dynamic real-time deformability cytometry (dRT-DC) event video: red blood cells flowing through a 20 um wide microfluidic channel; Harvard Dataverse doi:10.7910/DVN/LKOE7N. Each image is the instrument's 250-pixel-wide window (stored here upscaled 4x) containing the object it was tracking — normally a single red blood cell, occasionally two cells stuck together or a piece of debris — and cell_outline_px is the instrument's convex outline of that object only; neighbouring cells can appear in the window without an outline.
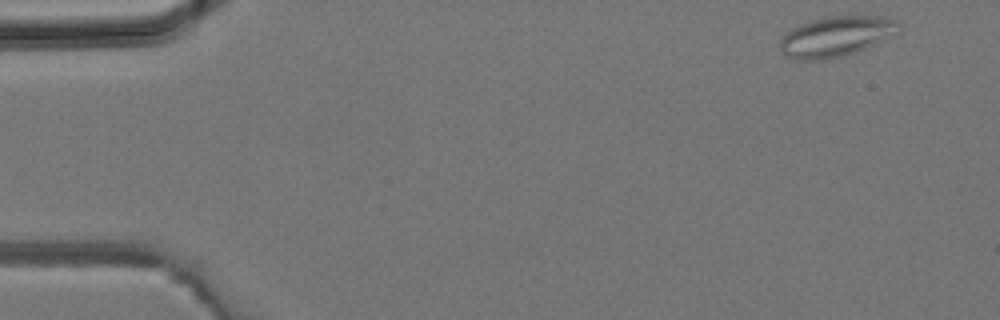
{"species": "common noctule bat (a hibernating species)", "species_latin": "Nyctalus noctula", "temperature_condition": "room temperature", "stored_images_in_passage": 41, "camera_frame_rate_fps": 3000, "um_per_image_px": 0.085, "animal": {"sex": "male", "body_mass_g": 19.2, "forearm_length_mm": 51.8}, "frame": {"image": 1, "passage_image": 1, "time_ms": 0.0, "image_size_px": [1000, 320], "cell_outline_px": [[900, 32], [856, 52], [824, 60], [800, 60], [784, 56], [780, 48], [780, 40], [792, 28], [800, 24], [812, 20], [832, 16], [884, 16], [896, 20], [900, 24]], "centroid_in_image_um": [71.08, 3.1], "position_along_channel_um": 13.9, "area_um2": 27.74}}
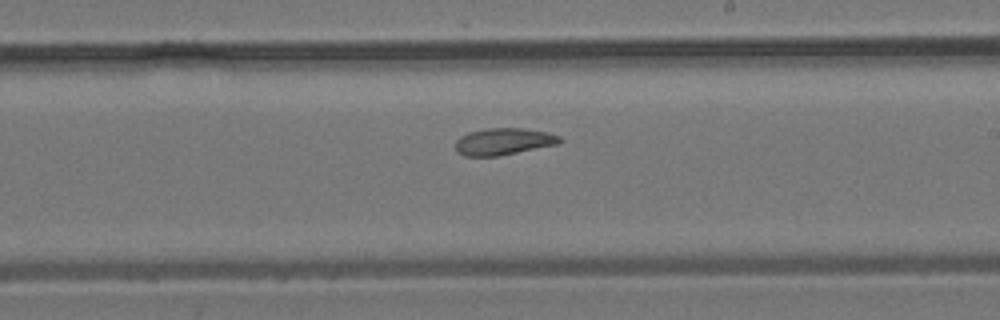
{"frame": {"image": 2, "passage_image": 23, "time_ms": 7.333, "image_size_px": [1000, 320], "cell_outline_px": [[564, 140], [560, 144], [496, 156], [464, 156], [456, 152], [456, 140], [460, 136], [468, 132], [488, 128], [524, 128], [544, 132], [560, 136]], "centroid_in_image_um": [42.8, 12.03], "position_along_channel_um": 246.2, "area_um2": 16.36}}
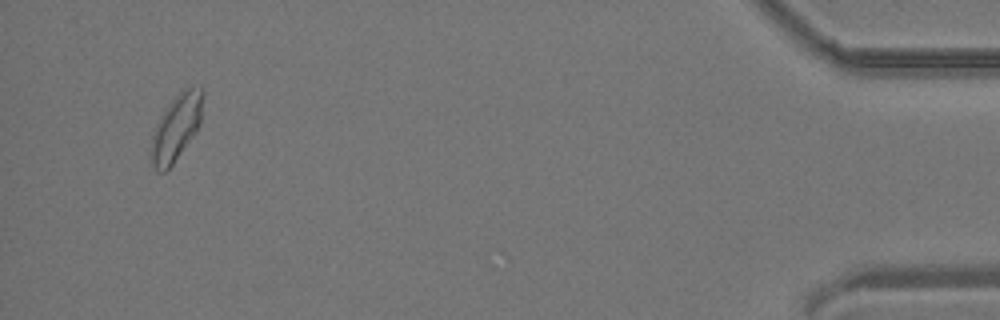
{"frame": {"image": 3, "passage_image": 39, "time_ms": 12.667, "image_size_px": [1000, 320], "cell_outline_px": [[204, 96], [200, 124], [196, 132], [172, 164], [164, 172], [160, 172], [152, 164], [152, 132], [164, 108], [180, 92], [188, 88], [204, 88]], "centroid_in_image_um": [15.0, 10.81], "position_along_channel_um": 420.2, "area_um2": 19.59}}